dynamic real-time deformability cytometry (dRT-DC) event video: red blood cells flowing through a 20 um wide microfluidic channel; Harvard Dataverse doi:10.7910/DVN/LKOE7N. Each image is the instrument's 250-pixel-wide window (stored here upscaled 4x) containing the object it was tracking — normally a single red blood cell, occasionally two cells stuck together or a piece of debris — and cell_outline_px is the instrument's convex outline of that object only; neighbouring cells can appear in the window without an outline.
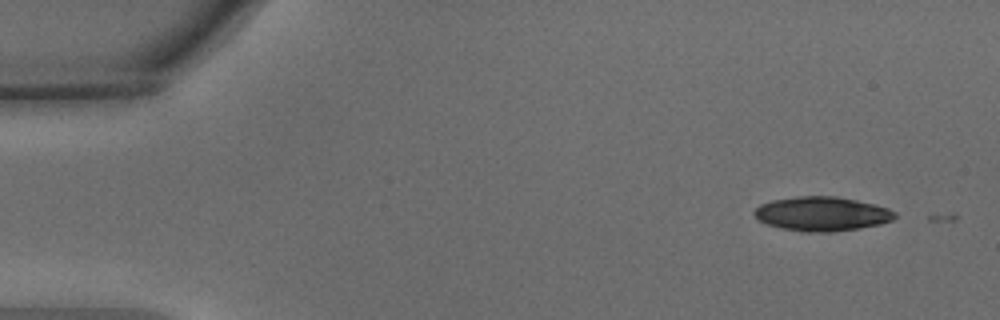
{"species": "common noctule bat (a hibernating species)", "species_latin": "Nyctalus noctula", "temperature_condition": "warm", "stored_images_in_passage": 2, "camera_frame_rate_fps": 3000, "um_per_image_px": 0.085, "animal": {"sex": "male", "body_mass_g": 15.6}, "frame": {"image": 1, "passage_image": 1, "time_ms": 0.0, "image_size_px": [1000, 320], "cell_outline_px": [[896, 216], [892, 220], [880, 224], [860, 228], [832, 232], [800, 232], [780, 228], [764, 224], [752, 212], [760, 204], [772, 200], [796, 196], [836, 196], [876, 204], [888, 208], [896, 212]], "centroid_in_image_um": [69.85, 18.18], "position_along_channel_um": 15.1, "area_um2": 28.32}}